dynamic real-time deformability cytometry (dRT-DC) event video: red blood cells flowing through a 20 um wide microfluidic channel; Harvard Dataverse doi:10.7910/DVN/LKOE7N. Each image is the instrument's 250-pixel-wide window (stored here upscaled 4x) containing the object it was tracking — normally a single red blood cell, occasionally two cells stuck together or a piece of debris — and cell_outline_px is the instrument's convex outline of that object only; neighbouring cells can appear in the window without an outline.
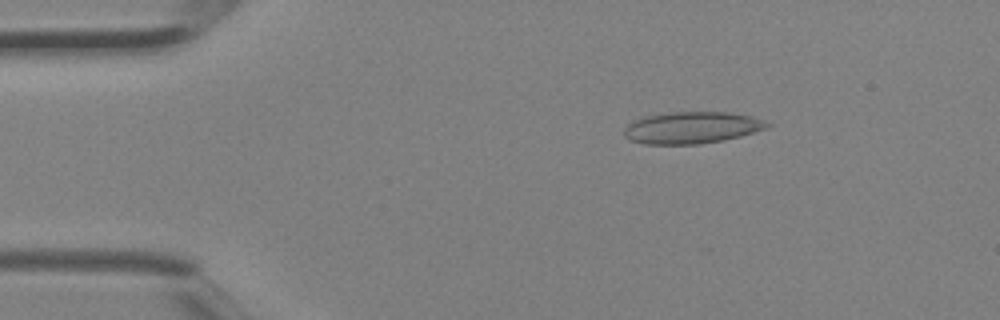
{"species": "Egyptian fruit bat (a non-hibernating species)", "species_latin": "Rousettus aegyptiacus", "temperature_condition": "room temperature", "stored_images_in_passage": 2, "camera_frame_rate_fps": 3000, "um_per_image_px": 0.085, "animal": {"sex": "female"}, "frame": {"image": 1, "passage_image": 1, "time_ms": 0.0, "image_size_px": [1000, 320], "cell_outline_px": [[772, 124], [768, 128], [740, 136], [724, 140], [700, 144], [644, 144], [628, 140], [624, 136], [624, 128], [628, 124], [644, 116], [672, 112], [728, 112], [748, 116], [764, 120]], "centroid_in_image_um": [58.79, 10.86], "position_along_channel_um": 26.2, "area_um2": 26.53}}